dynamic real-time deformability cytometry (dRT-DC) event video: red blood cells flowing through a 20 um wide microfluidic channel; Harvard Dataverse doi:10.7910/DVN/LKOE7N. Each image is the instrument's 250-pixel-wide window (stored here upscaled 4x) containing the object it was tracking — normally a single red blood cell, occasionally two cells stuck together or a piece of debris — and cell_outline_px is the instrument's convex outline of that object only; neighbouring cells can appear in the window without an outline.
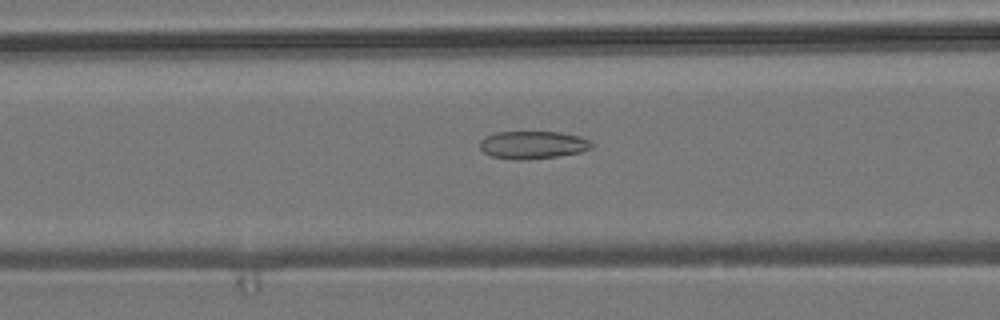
{"species": "common noctule bat (a hibernating species)", "species_latin": "Nyctalus noctula", "temperature_condition": "room temperature", "stored_images_in_passage": 54, "camera_frame_rate_fps": 3000, "um_per_image_px": 0.085, "animal": {"sex": "male", "body_mass_g": 19.2, "forearm_length_mm": 51.8}, "frame": {"image": 1, "passage_image": 22, "time_ms": 7.0, "image_size_px": [1000, 320], "cell_outline_px": [[596, 144], [592, 148], [580, 152], [556, 156], [520, 160], [512, 160], [492, 156], [484, 152], [480, 148], [480, 140], [484, 136], [496, 132], [560, 132], [580, 136], [592, 140]], "centroid_in_image_um": [45.32, 12.31], "position_along_channel_um": 121.3, "area_um2": 18.26}}
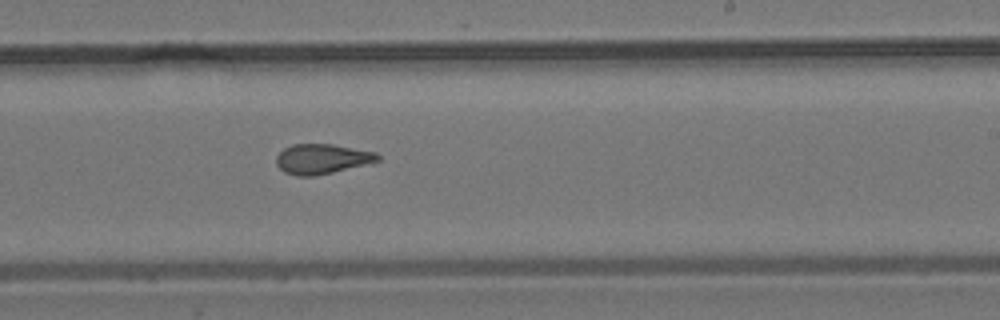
{"frame": {"image": 2, "passage_image": 33, "time_ms": 10.667, "image_size_px": [1000, 320], "cell_outline_px": [[380, 160], [372, 164], [316, 176], [296, 176], [284, 172], [276, 164], [276, 156], [284, 148], [292, 144], [332, 144], [376, 152], [380, 156]], "centroid_in_image_um": [27.41, 13.52], "position_along_channel_um": 261.6, "area_um2": 18.03}}
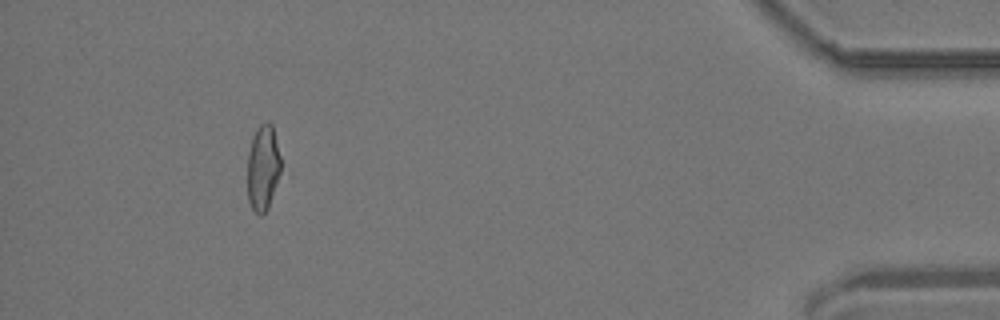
{"frame": {"image": 3, "passage_image": 50, "time_ms": 16.333, "image_size_px": [1000, 320], "cell_outline_px": [[280, 172], [268, 208], [260, 216], [252, 208], [248, 200], [248, 152], [252, 136], [256, 128], [260, 124], [268, 120], [272, 124], [280, 156]], "centroid_in_image_um": [22.34, 14.21], "position_along_channel_um": 412.9, "area_um2": 16.59}, "authors_computed_cell_mechanics": {"area_um2": 18.1492, "velocity_mm_per_s": 3.8255, "shape_relaxation_time_tau1_ms": null, "shape_relaxation_time_tau2_ms": 2.0931, "deformation_change_tau1": null, "deformation_change_tau2": 0.1054}}